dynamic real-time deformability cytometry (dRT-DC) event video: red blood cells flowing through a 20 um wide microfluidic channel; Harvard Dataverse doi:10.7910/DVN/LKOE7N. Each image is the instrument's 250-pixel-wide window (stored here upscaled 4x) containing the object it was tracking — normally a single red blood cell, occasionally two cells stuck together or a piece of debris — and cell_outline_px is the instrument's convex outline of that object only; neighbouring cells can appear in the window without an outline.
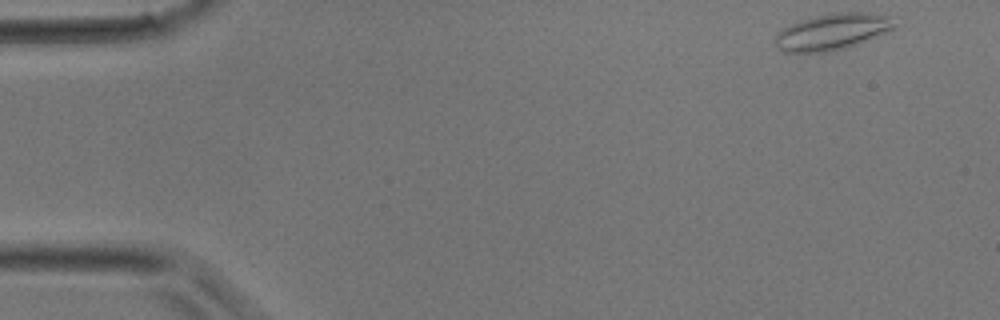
{"species": "common noctule bat (a hibernating species)", "species_latin": "Nyctalus noctula", "temperature_condition": "room temperature", "stored_images_in_passage": 6, "camera_frame_rate_fps": 3000, "um_per_image_px": 0.085, "animal": {"sex": "male", "body_mass_g": 17.9}, "frame": {"image": 1, "passage_image": 1, "time_ms": 0.0, "image_size_px": [1000, 320], "cell_outline_px": [[896, 28], [888, 32], [856, 44], [844, 48], [824, 52], [780, 52], [776, 48], [772, 40], [776, 32], [800, 20], [840, 12], [868, 12], [896, 16]], "centroid_in_image_um": [70.77, 2.7], "position_along_channel_um": 14.2, "area_um2": 25.55}}